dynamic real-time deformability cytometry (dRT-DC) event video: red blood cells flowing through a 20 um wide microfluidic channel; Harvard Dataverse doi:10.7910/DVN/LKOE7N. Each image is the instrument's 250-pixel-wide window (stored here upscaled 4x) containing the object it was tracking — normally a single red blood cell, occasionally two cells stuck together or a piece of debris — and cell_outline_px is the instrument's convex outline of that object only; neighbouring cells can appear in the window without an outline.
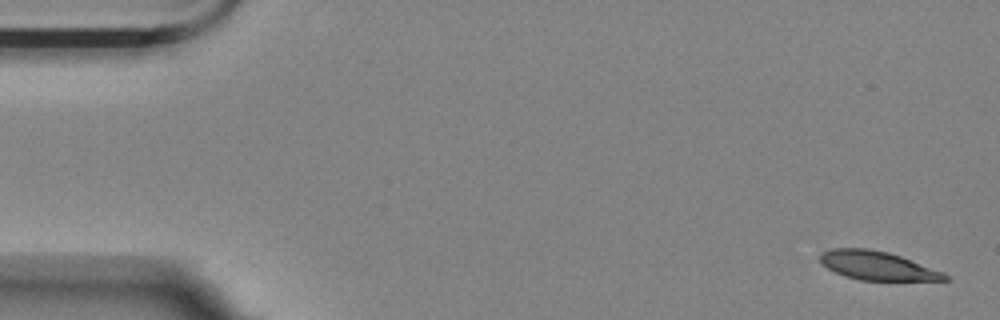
{"species": "Egyptian fruit bat (a non-hibernating species)", "species_latin": "Rousettus aegyptiacus", "temperature_condition": "room temperature", "stored_images_in_passage": 5, "camera_frame_rate_fps": 3000, "um_per_image_px": 0.085, "animal": {"sex": "female"}, "frame": {"image": 1, "passage_image": 1, "time_ms": 0.0, "image_size_px": [1000, 320], "cell_outline_px": [[952, 280], [860, 280], [844, 276], [820, 264], [820, 256], [824, 252], [832, 248], [868, 248], [888, 252], [900, 256], [944, 272], [952, 276]], "centroid_in_image_um": [74.6, 22.58], "position_along_channel_um": 10.4, "area_um2": 20.87}}
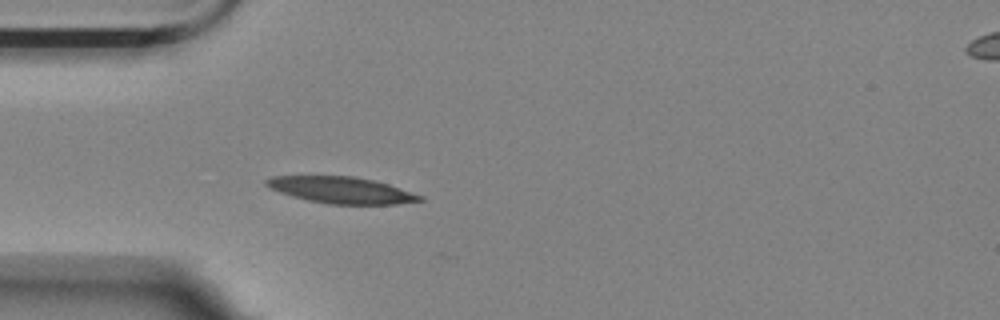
{"frame": {"image": 2, "passage_image": 5, "time_ms": 1.333, "image_size_px": [1000, 320], "cell_outline_px": [[424, 200], [396, 204], [328, 204], [308, 200], [292, 196], [280, 192], [264, 184], [264, 180], [272, 176], [352, 176], [372, 180], [388, 184], [424, 196]], "centroid_in_image_um": [29.02, 16.16], "position_along_channel_um": 56.0, "area_um2": 23.52}}